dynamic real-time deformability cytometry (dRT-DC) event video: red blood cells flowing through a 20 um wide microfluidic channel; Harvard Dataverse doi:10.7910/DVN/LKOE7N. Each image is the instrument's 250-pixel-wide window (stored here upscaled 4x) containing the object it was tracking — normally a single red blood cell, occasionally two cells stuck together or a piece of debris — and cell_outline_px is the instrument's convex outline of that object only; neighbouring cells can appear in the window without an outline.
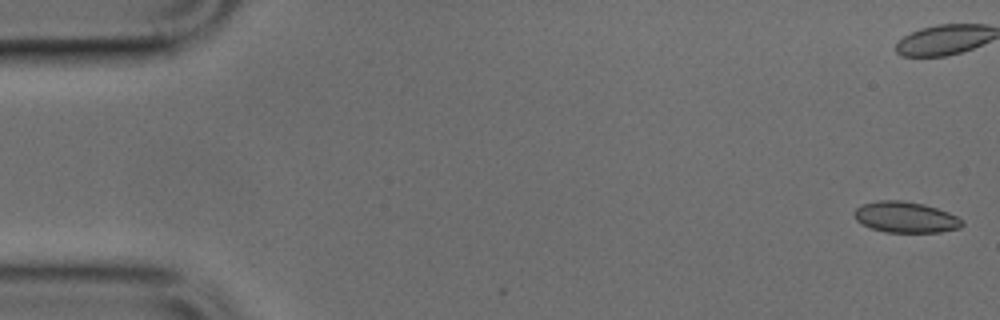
{"species": "common noctule bat (a hibernating species)", "species_latin": "Nyctalus noctula", "temperature_condition": "cold", "stored_images_in_passage": 46, "camera_frame_rate_fps": 3000, "um_per_image_px": 0.085, "animal": {"sex": "male", "body_mass_g": 17.9, "forearm_length_mm": 54.2}, "frame": {"image": 1, "passage_image": 1, "time_ms": 0.0, "image_size_px": [1000, 320], "cell_outline_px": [[964, 224], [960, 228], [940, 232], [884, 232], [872, 228], [856, 220], [852, 212], [856, 208], [864, 204], [876, 200], [904, 200], [924, 204], [948, 212], [964, 220]], "centroid_in_image_um": [76.98, 18.45], "position_along_channel_um": 8.0, "area_um2": 19.54}}